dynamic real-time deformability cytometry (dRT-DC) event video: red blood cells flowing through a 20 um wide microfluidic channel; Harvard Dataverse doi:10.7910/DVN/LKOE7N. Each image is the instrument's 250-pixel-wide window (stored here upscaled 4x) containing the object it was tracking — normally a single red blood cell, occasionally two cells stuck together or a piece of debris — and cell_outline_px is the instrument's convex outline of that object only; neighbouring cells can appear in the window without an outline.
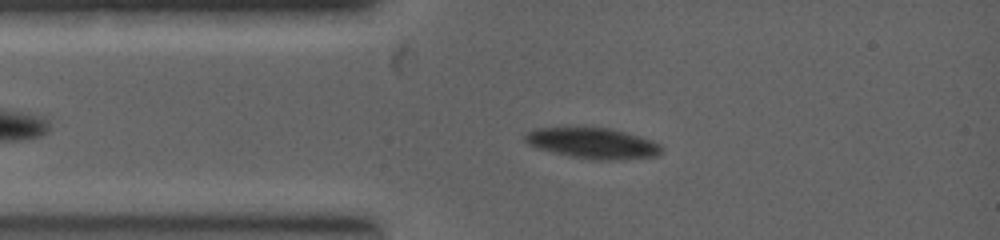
{"species": "common noctule bat (a hibernating species)", "species_latin": "Nyctalus noctula", "temperature_condition": "warm", "stored_images_in_passage": 10, "camera_frame_rate_fps": 5000, "um_per_image_px": 0.085, "animal": {"sex": "female", "body_mass_g": 19.0, "forearm_length_mm": 53.3}, "frame": {"image": 1, "passage_image": 4, "time_ms": 1.0, "image_size_px": [1000, 240], "cell_outline_px": [[664, 148], [660, 156], [612, 160], [596, 160], [572, 156], [552, 152], [536, 148], [528, 144], [524, 140], [524, 136], [532, 128], [568, 124], [612, 128], [640, 136], [652, 140], [660, 144]], "centroid_in_image_um": [50.34, 12.11], "position_along_channel_um": 34.7, "area_um2": 25.66}}
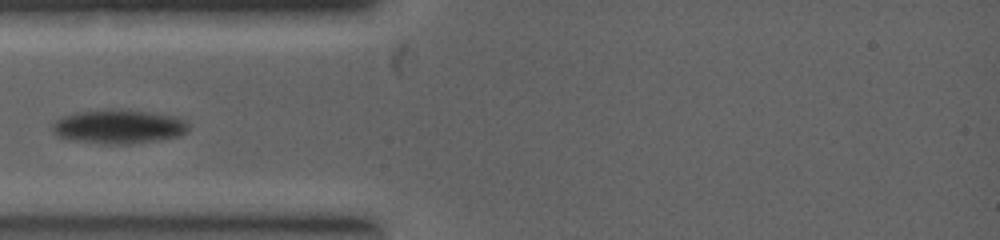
{"frame": {"image": 2, "passage_image": 6, "time_ms": 1.8, "image_size_px": [1000, 240], "cell_outline_px": [[188, 132], [180, 136], [160, 140], [128, 144], [100, 144], [68, 140], [52, 132], [52, 120], [60, 116], [76, 112], [112, 108], [120, 108], [176, 116], [188, 120]], "centroid_in_image_um": [10.07, 10.75], "position_along_channel_um": 74.9, "area_um2": 27.8}}
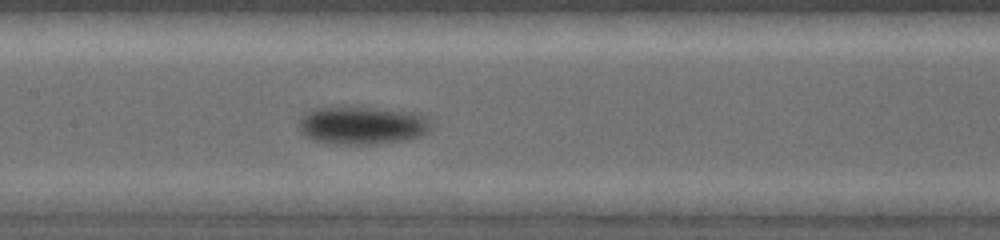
{"frame": {"image": 3, "passage_image": 10, "time_ms": 3.4, "image_size_px": [1000, 240], "cell_outline_px": [[432, 128], [424, 136], [408, 140], [372, 144], [328, 144], [312, 140], [304, 136], [300, 132], [300, 116], [304, 112], [316, 108], [368, 108], [404, 112], [424, 116], [428, 120]], "centroid_in_image_um": [30.74, 10.7], "position_along_channel_um": 176.7, "area_um2": 29.07}}